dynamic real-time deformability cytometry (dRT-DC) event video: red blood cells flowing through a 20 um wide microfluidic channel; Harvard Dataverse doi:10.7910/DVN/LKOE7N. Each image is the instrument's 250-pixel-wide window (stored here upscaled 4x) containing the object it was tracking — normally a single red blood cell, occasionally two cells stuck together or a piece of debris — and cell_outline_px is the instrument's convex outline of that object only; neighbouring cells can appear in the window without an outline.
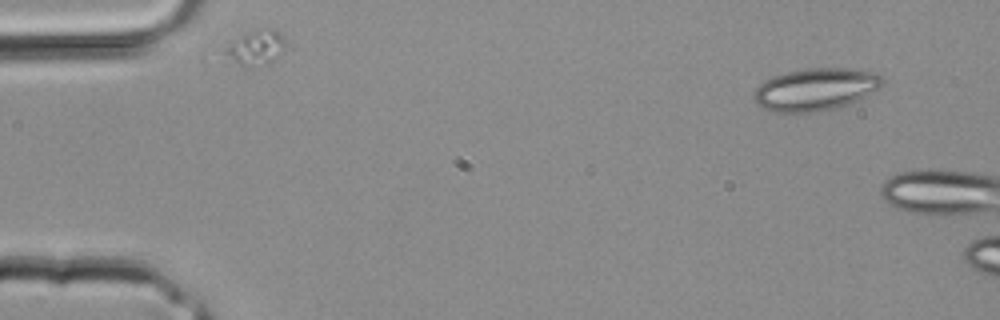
{"species": "common noctule bat (a hibernating species)", "species_latin": "Nyctalus noctula", "temperature_condition": "room temperature", "stored_images_in_passage": 2, "camera_frame_rate_fps": 3000, "um_per_image_px": 0.085, "animal": {"sex": "male", "body_mass_g": 20.4}, "frame": {"image": 1, "passage_image": 1, "time_ms": 0.0, "image_size_px": [1000, 320], "cell_outline_px": [[884, 84], [880, 88], [856, 100], [832, 108], [812, 112], [776, 112], [764, 108], [752, 96], [756, 88], [764, 80], [772, 76], [804, 68], [848, 68], [876, 72], [884, 80]], "centroid_in_image_um": [69.32, 7.57], "position_along_channel_um": 15.7, "area_um2": 31.39}}